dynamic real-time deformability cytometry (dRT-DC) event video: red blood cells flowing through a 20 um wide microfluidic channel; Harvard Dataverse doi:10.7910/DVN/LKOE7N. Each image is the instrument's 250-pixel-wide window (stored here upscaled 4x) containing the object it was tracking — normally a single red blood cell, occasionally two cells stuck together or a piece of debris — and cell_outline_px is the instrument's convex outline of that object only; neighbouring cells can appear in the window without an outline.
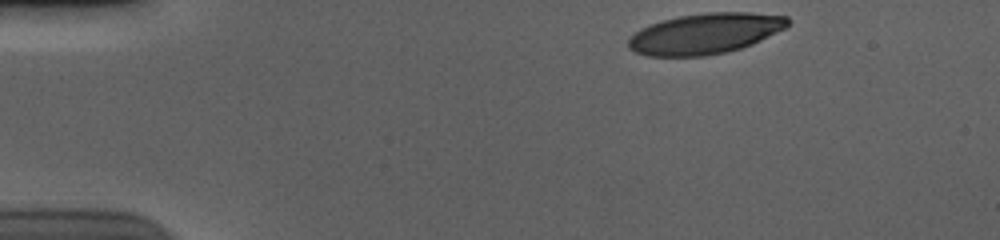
{"species": "human", "species_latin": "Homo sapiens", "temperature_condition": "cold", "stored_images_in_passage": 40, "camera_frame_rate_fps": 3000, "um_per_image_px": 0.085, "donor": {"sex": "male"}, "frame": {"image": 1, "passage_image": 1, "time_ms": 0.0, "image_size_px": [1000, 240], "cell_outline_px": [[788, 24], [784, 28], [752, 44], [740, 48], [724, 52], [704, 56], [648, 56], [636, 52], [628, 48], [628, 36], [640, 28], [664, 20], [680, 16], [708, 12], [748, 12], [788, 16]], "centroid_in_image_um": [59.89, 2.85], "position_along_channel_um": 25.1, "area_um2": 37.51}}
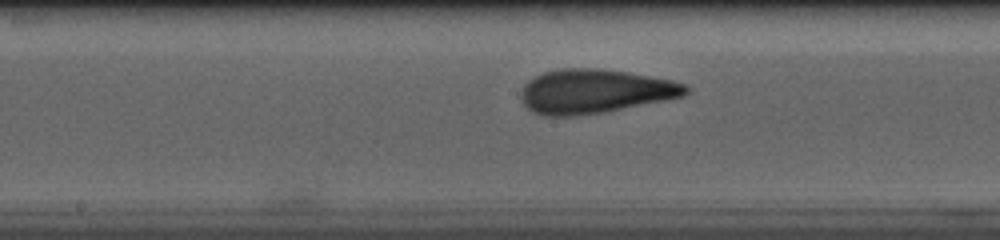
{"frame": {"image": 2, "passage_image": 22, "time_ms": 7.0, "image_size_px": [1000, 240], "cell_outline_px": [[692, 88], [684, 96], [668, 100], [604, 112], [572, 116], [540, 116], [532, 112], [520, 100], [520, 92], [524, 84], [528, 80], [544, 72], [560, 68], [600, 68], [628, 72], [672, 80], [684, 84]], "centroid_in_image_um": [50.55, 7.76], "position_along_channel_um": 197.7, "area_um2": 42.77}}
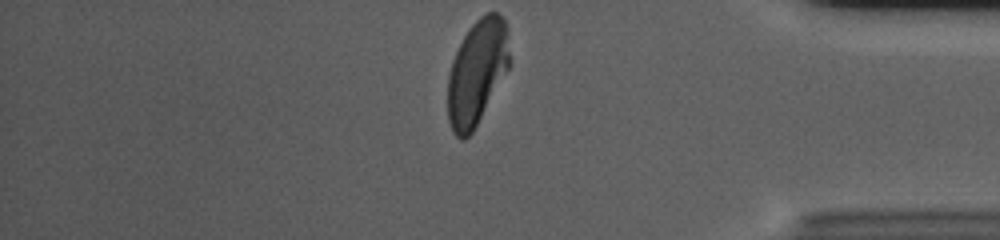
{"frame": {"image": 3, "passage_image": 40, "time_ms": 13.0, "image_size_px": [1000, 240], "cell_outline_px": [[508, 68], [472, 132], [464, 140], [460, 140], [452, 132], [448, 120], [448, 76], [452, 60], [464, 36], [472, 24], [484, 12], [496, 12], [504, 16], [508, 52]], "centroid_in_image_um": [40.5, 6.15], "position_along_channel_um": 394.7, "area_um2": 37.17}, "authors_computed_cell_mechanics": {"area_um2": 40.8935, "velocity_mm_per_s": 3.6937, "shape_relaxation_time_tau1_ms": 4.9673, "shape_relaxation_time_tau2_ms": 0.9853, "deformation_change_tau1": 0.2102, "deformation_change_tau2": 0.08}}